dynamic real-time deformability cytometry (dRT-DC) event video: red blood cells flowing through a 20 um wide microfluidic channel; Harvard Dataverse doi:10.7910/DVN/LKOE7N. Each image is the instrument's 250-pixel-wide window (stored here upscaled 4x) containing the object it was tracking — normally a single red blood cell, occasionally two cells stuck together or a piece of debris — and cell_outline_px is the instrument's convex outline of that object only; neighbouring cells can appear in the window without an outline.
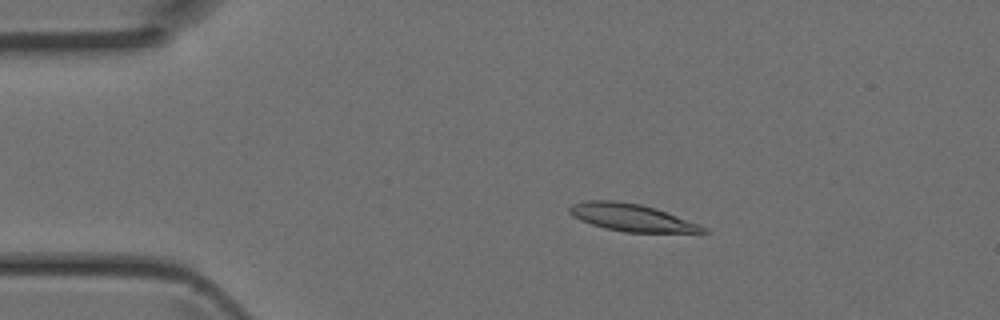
{"species": "Egyptian fruit bat (a non-hibernating species)", "species_latin": "Rousettus aegyptiacus", "temperature_condition": "room temperature", "stored_images_in_passage": 4, "camera_frame_rate_fps": 3000, "um_per_image_px": 0.085, "animal": {"sex": "female"}, "frame": {"image": 1, "passage_image": 3, "time_ms": 0.667, "image_size_px": [1000, 320], "cell_outline_px": [[708, 232], [624, 232], [604, 228], [580, 220], [572, 216], [568, 212], [568, 208], [572, 204], [584, 200], [616, 200], [640, 204], [656, 208], [700, 224], [708, 228]], "centroid_in_image_um": [53.66, 18.48], "position_along_channel_um": 31.3, "area_um2": 21.39}}